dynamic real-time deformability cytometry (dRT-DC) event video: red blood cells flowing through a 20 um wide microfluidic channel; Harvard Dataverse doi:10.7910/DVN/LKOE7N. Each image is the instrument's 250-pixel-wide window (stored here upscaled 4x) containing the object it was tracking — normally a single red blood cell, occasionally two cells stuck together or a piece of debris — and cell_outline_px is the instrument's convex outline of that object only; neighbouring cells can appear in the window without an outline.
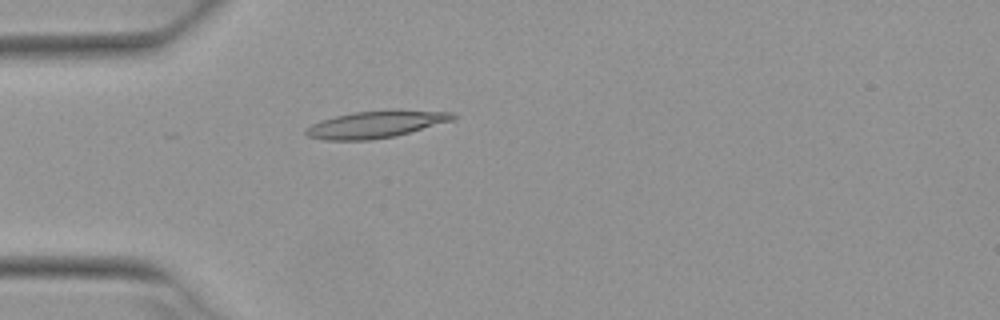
{"species": "Egyptian fruit bat (a non-hibernating species)", "species_latin": "Rousettus aegyptiacus", "temperature_condition": "warm", "stored_images_in_passage": 2, "camera_frame_rate_fps": 3000, "um_per_image_px": 0.085, "animal": {"sex": "female"}, "frame": {"image": 1, "passage_image": 2, "time_ms": 0.333, "image_size_px": [1000, 320], "cell_outline_px": [[456, 120], [396, 136], [372, 140], [324, 140], [308, 136], [304, 132], [304, 128], [320, 120], [352, 112], [400, 108], [452, 112], [456, 116]], "centroid_in_image_um": [32.01, 10.54], "position_along_channel_um": 53.0, "area_um2": 23.87}}